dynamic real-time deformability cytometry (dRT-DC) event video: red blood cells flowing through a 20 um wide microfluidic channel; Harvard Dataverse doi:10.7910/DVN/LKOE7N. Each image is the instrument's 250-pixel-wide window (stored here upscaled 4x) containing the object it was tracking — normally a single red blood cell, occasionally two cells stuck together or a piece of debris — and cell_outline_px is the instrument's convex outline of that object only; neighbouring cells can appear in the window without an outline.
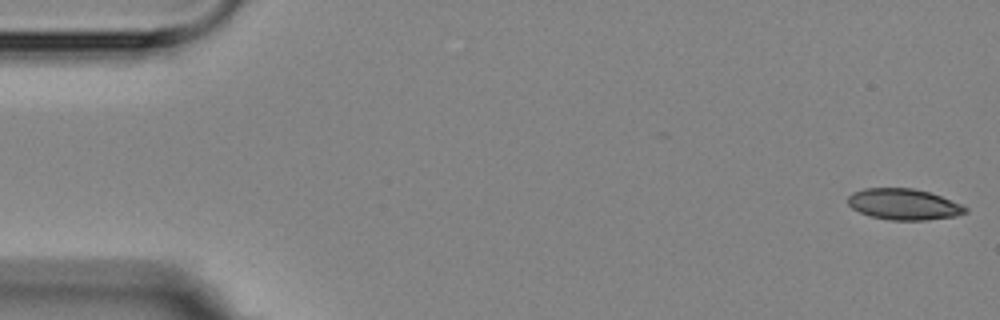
{"species": "Egyptian fruit bat (a non-hibernating species)", "species_latin": "Rousettus aegyptiacus", "temperature_condition": "room temperature", "stored_images_in_passage": 5, "camera_frame_rate_fps": 3000, "um_per_image_px": 0.085, "animal": {"sex": "female"}, "frame": {"image": 1, "passage_image": 1, "time_ms": 0.0, "image_size_px": [1000, 320], "cell_outline_px": [[968, 212], [956, 216], [928, 220], [888, 220], [868, 216], [852, 208], [848, 204], [848, 196], [852, 192], [864, 188], [912, 188], [928, 192], [940, 196], [960, 204], [968, 208]], "centroid_in_image_um": [76.79, 17.37], "position_along_channel_um": 8.2, "area_um2": 21.33}}
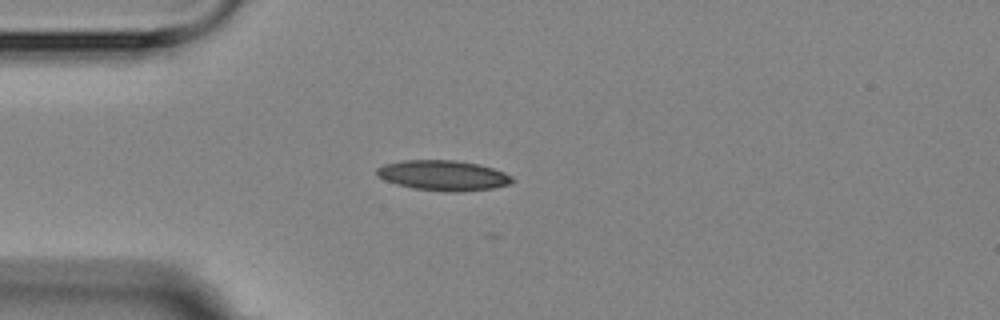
{"frame": {"image": 2, "passage_image": 5, "time_ms": 4.333, "image_size_px": [1000, 320], "cell_outline_px": [[516, 180], [508, 184], [492, 188], [460, 192], [444, 192], [412, 188], [396, 184], [384, 180], [376, 176], [376, 168], [384, 164], [400, 160], [452, 160], [480, 164], [504, 172], [512, 176]], "centroid_in_image_um": [37.64, 14.91], "position_along_channel_um": 47.4, "area_um2": 24.1}}